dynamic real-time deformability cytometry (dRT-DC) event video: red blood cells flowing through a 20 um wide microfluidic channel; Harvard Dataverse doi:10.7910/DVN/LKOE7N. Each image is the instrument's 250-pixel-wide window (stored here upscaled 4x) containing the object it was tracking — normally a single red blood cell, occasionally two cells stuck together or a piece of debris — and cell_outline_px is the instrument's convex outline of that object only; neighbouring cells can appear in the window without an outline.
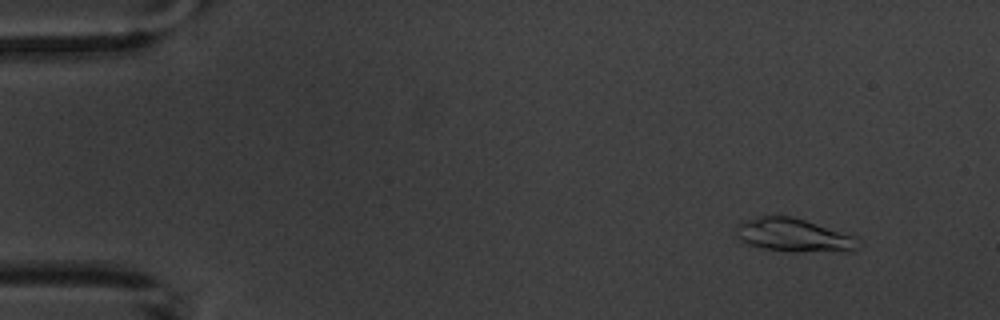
{"species": "common noctule bat (a hibernating species)", "species_latin": "Nyctalus noctula", "temperature_condition": "warm", "stored_images_in_passage": 5, "camera_frame_rate_fps": 3000, "um_per_image_px": 0.085, "animal": {"sex": "male", "body_mass_g": 20.1, "forearm_length_mm": 53.5}, "frame": {"image": 1, "passage_image": 2, "time_ms": 1.0, "image_size_px": [1000, 320], "cell_outline_px": [[860, 248], [856, 252], [848, 252], [764, 248], [748, 244], [740, 240], [736, 236], [736, 232], [740, 224], [744, 220], [760, 216], [792, 216], [856, 236], [860, 240]], "centroid_in_image_um": [67.55, 19.98], "position_along_channel_um": 17.4, "area_um2": 23.29}}
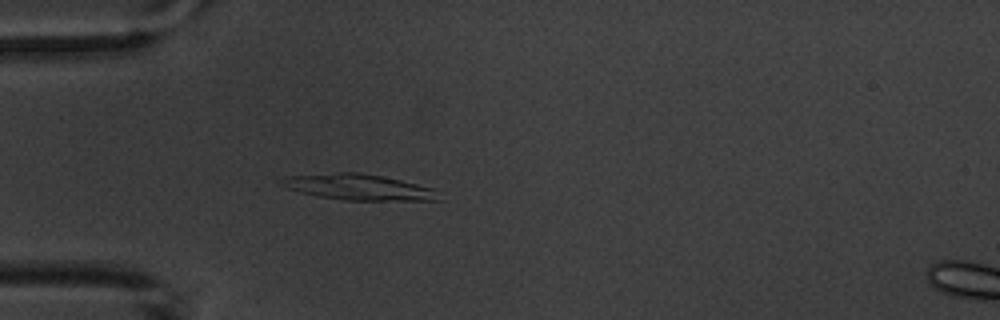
{"frame": {"image": 2, "passage_image": 5, "time_ms": 4.667, "image_size_px": [1000, 320], "cell_outline_px": [[444, 200], [344, 200], [316, 196], [300, 192], [288, 188], [280, 184], [276, 180], [284, 176], [336, 172], [360, 172], [400, 180], [432, 188]], "centroid_in_image_um": [30.4, 15.9], "position_along_channel_um": 54.6, "area_um2": 23.76}}